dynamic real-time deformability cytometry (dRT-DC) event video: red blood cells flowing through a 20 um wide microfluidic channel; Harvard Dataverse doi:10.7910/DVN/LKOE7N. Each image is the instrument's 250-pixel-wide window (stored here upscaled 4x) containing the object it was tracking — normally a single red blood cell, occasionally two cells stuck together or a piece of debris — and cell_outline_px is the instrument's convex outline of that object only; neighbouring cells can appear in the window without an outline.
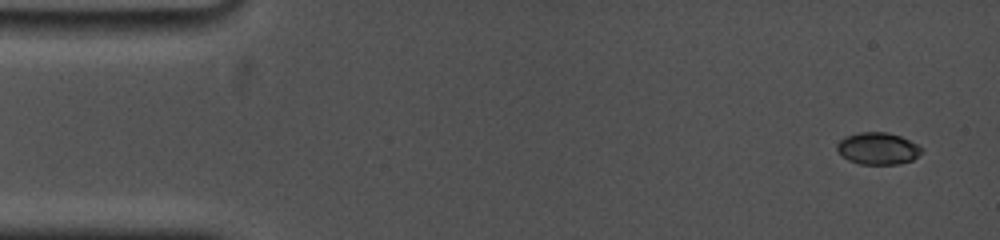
{"species": "common noctule bat (a hibernating species)", "species_latin": "Nyctalus noctula", "temperature_condition": "cold", "stored_images_in_passage": 8, "camera_frame_rate_fps": 5000, "um_per_image_px": 0.085, "animal": {"sex": "female", "body_mass_g": 19.0, "forearm_length_mm": 53.3}, "frame": {"image": 1, "passage_image": 1, "time_ms": 0.0, "image_size_px": [1000, 240], "cell_outline_px": [[924, 148], [912, 160], [900, 164], [860, 164], [848, 160], [836, 148], [836, 144], [844, 136], [860, 132], [888, 132], [900, 136], [920, 144]], "centroid_in_image_um": [74.64, 12.61], "position_along_channel_um": 10.4, "area_um2": 15.84}}
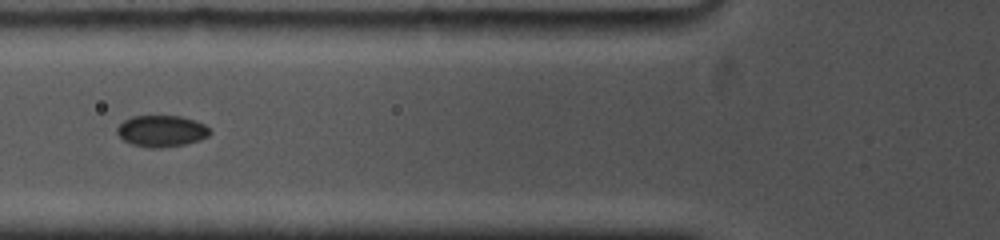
{"frame": {"image": 2, "passage_image": 6, "time_ms": 5.8, "image_size_px": [1000, 240], "cell_outline_px": [[212, 132], [208, 136], [200, 140], [184, 144], [160, 148], [152, 148], [132, 144], [124, 140], [116, 132], [116, 128], [124, 120], [132, 116], [180, 116], [196, 120], [204, 124]], "centroid_in_image_um": [13.74, 11.13], "position_along_channel_um": 112.1, "area_um2": 16.99}}
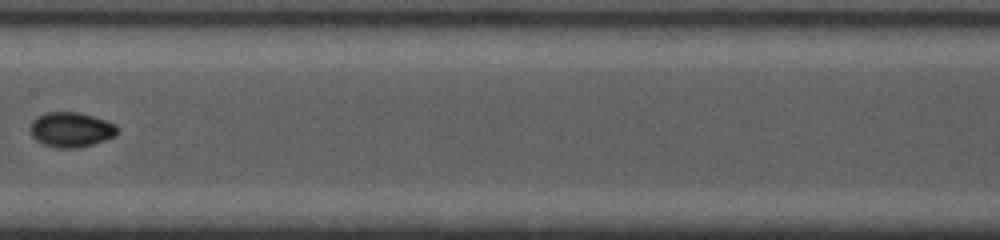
{"frame": {"image": 3, "passage_image": 8, "time_ms": 8.2, "image_size_px": [1000, 240], "cell_outline_px": [[120, 132], [116, 136], [92, 144], [76, 148], [56, 148], [44, 144], [36, 140], [32, 136], [28, 128], [32, 120], [36, 116], [44, 112], [80, 112], [116, 124], [120, 128]], "centroid_in_image_um": [6.03, 11.01], "position_along_channel_um": 201.4, "area_um2": 18.03}}